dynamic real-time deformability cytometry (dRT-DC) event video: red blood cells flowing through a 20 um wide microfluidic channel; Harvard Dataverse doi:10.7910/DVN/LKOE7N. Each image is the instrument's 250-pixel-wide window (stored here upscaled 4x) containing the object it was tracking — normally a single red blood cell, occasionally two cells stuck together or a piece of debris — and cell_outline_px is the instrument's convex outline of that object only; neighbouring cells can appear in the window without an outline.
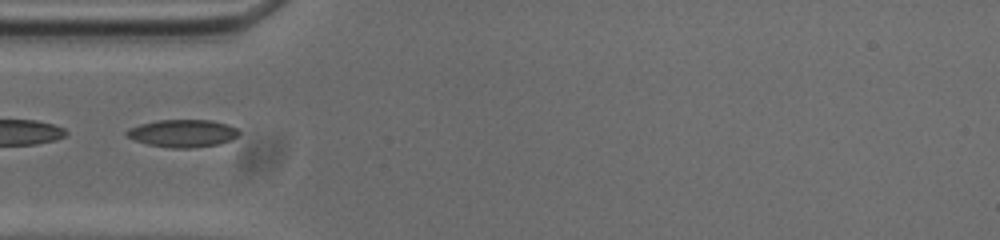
{"species": "common noctule bat (a hibernating species)", "species_latin": "Nyctalus noctula", "temperature_condition": "cold", "stored_images_in_passage": 36, "camera_frame_rate_fps": 3000, "um_per_image_px": 0.085, "animal": {"sex": "male", "body_mass_g": 20.0, "forearm_length_mm": 53.3}, "frame": {"image": 1, "passage_image": 1, "time_ms": 0.0, "image_size_px": [1000, 240], "cell_outline_px": [[240, 132], [232, 140], [220, 144], [192, 148], [172, 148], [148, 144], [124, 136], [124, 132], [128, 128], [140, 124], [156, 120], [212, 120], [228, 124], [236, 128]], "centroid_in_image_um": [15.52, 11.33], "position_along_channel_um": 69.5, "area_um2": 18.21}}